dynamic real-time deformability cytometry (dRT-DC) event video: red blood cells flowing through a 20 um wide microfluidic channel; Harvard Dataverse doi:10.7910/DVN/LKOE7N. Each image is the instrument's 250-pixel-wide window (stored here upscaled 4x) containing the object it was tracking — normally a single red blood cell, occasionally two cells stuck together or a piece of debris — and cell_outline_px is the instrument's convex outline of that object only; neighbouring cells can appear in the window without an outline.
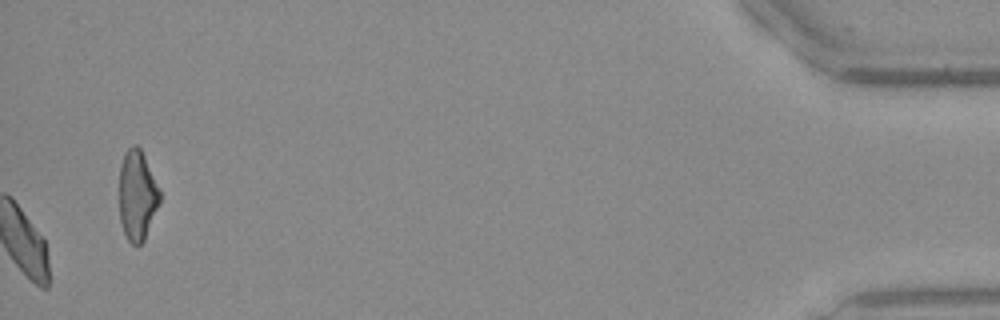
{"species": "Egyptian fruit bat (a non-hibernating species)", "species_latin": "Rousettus aegyptiacus", "temperature_condition": "warm", "stored_images_in_passage": 37, "camera_frame_rate_fps": 3000, "um_per_image_px": 0.085, "frame": {"image": 1, "passage_image": 37, "time_ms": 12.0, "image_size_px": [1000, 320], "cell_outline_px": [[160, 204], [144, 240], [140, 244], [132, 244], [128, 240], [124, 232], [120, 220], [120, 164], [128, 148], [132, 144], [136, 144], [140, 148], [160, 188]], "centroid_in_image_um": [11.68, 16.6], "position_along_channel_um": 423.5, "area_um2": 21.21}}